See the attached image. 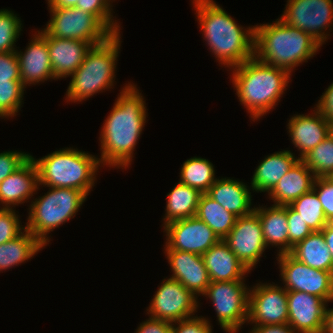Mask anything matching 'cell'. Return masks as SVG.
Returning a JSON list of instances; mask_svg holds the SVG:
<instances>
[{"label":"cell","mask_w":333,"mask_h":333,"mask_svg":"<svg viewBox=\"0 0 333 333\" xmlns=\"http://www.w3.org/2000/svg\"><path fill=\"white\" fill-rule=\"evenodd\" d=\"M173 274L171 279L179 281L196 297L203 296L210 279L202 255L178 250H165Z\"/></svg>","instance_id":"cell-18"},{"label":"cell","mask_w":333,"mask_h":333,"mask_svg":"<svg viewBox=\"0 0 333 333\" xmlns=\"http://www.w3.org/2000/svg\"><path fill=\"white\" fill-rule=\"evenodd\" d=\"M232 83L239 101L255 121L273 109L288 87L291 74L255 57L232 68Z\"/></svg>","instance_id":"cell-3"},{"label":"cell","mask_w":333,"mask_h":333,"mask_svg":"<svg viewBox=\"0 0 333 333\" xmlns=\"http://www.w3.org/2000/svg\"><path fill=\"white\" fill-rule=\"evenodd\" d=\"M280 275L286 291H302L333 302V272L318 270L298 261L290 253L279 254Z\"/></svg>","instance_id":"cell-10"},{"label":"cell","mask_w":333,"mask_h":333,"mask_svg":"<svg viewBox=\"0 0 333 333\" xmlns=\"http://www.w3.org/2000/svg\"><path fill=\"white\" fill-rule=\"evenodd\" d=\"M250 190L247 184L245 185L242 181L221 178L216 179L206 194L235 216L243 217L254 211V208L251 207Z\"/></svg>","instance_id":"cell-23"},{"label":"cell","mask_w":333,"mask_h":333,"mask_svg":"<svg viewBox=\"0 0 333 333\" xmlns=\"http://www.w3.org/2000/svg\"><path fill=\"white\" fill-rule=\"evenodd\" d=\"M174 323L176 325H174ZM208 319L204 317L193 316L188 319L172 323V333H212V328Z\"/></svg>","instance_id":"cell-41"},{"label":"cell","mask_w":333,"mask_h":333,"mask_svg":"<svg viewBox=\"0 0 333 333\" xmlns=\"http://www.w3.org/2000/svg\"><path fill=\"white\" fill-rule=\"evenodd\" d=\"M136 333H172V322L149 317L140 323Z\"/></svg>","instance_id":"cell-43"},{"label":"cell","mask_w":333,"mask_h":333,"mask_svg":"<svg viewBox=\"0 0 333 333\" xmlns=\"http://www.w3.org/2000/svg\"><path fill=\"white\" fill-rule=\"evenodd\" d=\"M290 254L311 268L333 272V259L322 231H314L298 242Z\"/></svg>","instance_id":"cell-27"},{"label":"cell","mask_w":333,"mask_h":333,"mask_svg":"<svg viewBox=\"0 0 333 333\" xmlns=\"http://www.w3.org/2000/svg\"><path fill=\"white\" fill-rule=\"evenodd\" d=\"M290 206L301 215L313 232L321 231L328 223L323 206L313 189L301 195Z\"/></svg>","instance_id":"cell-32"},{"label":"cell","mask_w":333,"mask_h":333,"mask_svg":"<svg viewBox=\"0 0 333 333\" xmlns=\"http://www.w3.org/2000/svg\"><path fill=\"white\" fill-rule=\"evenodd\" d=\"M120 36V32L114 33L104 42L92 45L83 63L71 75L66 91L67 101L82 102L95 93L113 87L121 46Z\"/></svg>","instance_id":"cell-6"},{"label":"cell","mask_w":333,"mask_h":333,"mask_svg":"<svg viewBox=\"0 0 333 333\" xmlns=\"http://www.w3.org/2000/svg\"><path fill=\"white\" fill-rule=\"evenodd\" d=\"M313 112L308 115H294L287 125L291 141L300 151L299 159L321 143L332 131L331 123L316 109Z\"/></svg>","instance_id":"cell-19"},{"label":"cell","mask_w":333,"mask_h":333,"mask_svg":"<svg viewBox=\"0 0 333 333\" xmlns=\"http://www.w3.org/2000/svg\"><path fill=\"white\" fill-rule=\"evenodd\" d=\"M33 36L24 52L16 50L21 83L25 87L30 84L45 82L48 79L55 80L47 44V34L40 30L38 34L36 33Z\"/></svg>","instance_id":"cell-17"},{"label":"cell","mask_w":333,"mask_h":333,"mask_svg":"<svg viewBox=\"0 0 333 333\" xmlns=\"http://www.w3.org/2000/svg\"><path fill=\"white\" fill-rule=\"evenodd\" d=\"M315 109L322 114L333 127V83L322 93Z\"/></svg>","instance_id":"cell-44"},{"label":"cell","mask_w":333,"mask_h":333,"mask_svg":"<svg viewBox=\"0 0 333 333\" xmlns=\"http://www.w3.org/2000/svg\"><path fill=\"white\" fill-rule=\"evenodd\" d=\"M216 179L214 166L209 160L193 157L183 163L179 182L193 187L204 194L207 193Z\"/></svg>","instance_id":"cell-31"},{"label":"cell","mask_w":333,"mask_h":333,"mask_svg":"<svg viewBox=\"0 0 333 333\" xmlns=\"http://www.w3.org/2000/svg\"><path fill=\"white\" fill-rule=\"evenodd\" d=\"M30 157L37 167L39 185L78 189L87 196L95 184L98 166H101L97 156L71 147L38 160L32 155Z\"/></svg>","instance_id":"cell-5"},{"label":"cell","mask_w":333,"mask_h":333,"mask_svg":"<svg viewBox=\"0 0 333 333\" xmlns=\"http://www.w3.org/2000/svg\"><path fill=\"white\" fill-rule=\"evenodd\" d=\"M322 333H333V308L325 309V320Z\"/></svg>","instance_id":"cell-47"},{"label":"cell","mask_w":333,"mask_h":333,"mask_svg":"<svg viewBox=\"0 0 333 333\" xmlns=\"http://www.w3.org/2000/svg\"><path fill=\"white\" fill-rule=\"evenodd\" d=\"M328 178L330 179V181L333 183V173L332 174H330L329 176H328Z\"/></svg>","instance_id":"cell-49"},{"label":"cell","mask_w":333,"mask_h":333,"mask_svg":"<svg viewBox=\"0 0 333 333\" xmlns=\"http://www.w3.org/2000/svg\"><path fill=\"white\" fill-rule=\"evenodd\" d=\"M25 86L21 81L0 80V117H14L21 109Z\"/></svg>","instance_id":"cell-34"},{"label":"cell","mask_w":333,"mask_h":333,"mask_svg":"<svg viewBox=\"0 0 333 333\" xmlns=\"http://www.w3.org/2000/svg\"><path fill=\"white\" fill-rule=\"evenodd\" d=\"M48 7L68 8L75 7L80 0H47Z\"/></svg>","instance_id":"cell-48"},{"label":"cell","mask_w":333,"mask_h":333,"mask_svg":"<svg viewBox=\"0 0 333 333\" xmlns=\"http://www.w3.org/2000/svg\"><path fill=\"white\" fill-rule=\"evenodd\" d=\"M111 0H80L75 8L93 14L112 34L119 33V23L112 18ZM113 1V0H112Z\"/></svg>","instance_id":"cell-36"},{"label":"cell","mask_w":333,"mask_h":333,"mask_svg":"<svg viewBox=\"0 0 333 333\" xmlns=\"http://www.w3.org/2000/svg\"><path fill=\"white\" fill-rule=\"evenodd\" d=\"M20 222L15 210L0 207V245L15 239L23 233L22 230H26Z\"/></svg>","instance_id":"cell-37"},{"label":"cell","mask_w":333,"mask_h":333,"mask_svg":"<svg viewBox=\"0 0 333 333\" xmlns=\"http://www.w3.org/2000/svg\"><path fill=\"white\" fill-rule=\"evenodd\" d=\"M249 271L258 264L267 248L258 215L237 217L234 227L223 239Z\"/></svg>","instance_id":"cell-15"},{"label":"cell","mask_w":333,"mask_h":333,"mask_svg":"<svg viewBox=\"0 0 333 333\" xmlns=\"http://www.w3.org/2000/svg\"><path fill=\"white\" fill-rule=\"evenodd\" d=\"M0 80L21 81L16 51L0 53Z\"/></svg>","instance_id":"cell-42"},{"label":"cell","mask_w":333,"mask_h":333,"mask_svg":"<svg viewBox=\"0 0 333 333\" xmlns=\"http://www.w3.org/2000/svg\"><path fill=\"white\" fill-rule=\"evenodd\" d=\"M157 289L147 314L154 319L176 322L193 317L198 309L197 298L179 281L168 278ZM192 315V316H191Z\"/></svg>","instance_id":"cell-12"},{"label":"cell","mask_w":333,"mask_h":333,"mask_svg":"<svg viewBox=\"0 0 333 333\" xmlns=\"http://www.w3.org/2000/svg\"><path fill=\"white\" fill-rule=\"evenodd\" d=\"M51 19L42 29L48 36L86 41L92 45L104 42L112 33L93 15L75 7H49Z\"/></svg>","instance_id":"cell-8"},{"label":"cell","mask_w":333,"mask_h":333,"mask_svg":"<svg viewBox=\"0 0 333 333\" xmlns=\"http://www.w3.org/2000/svg\"><path fill=\"white\" fill-rule=\"evenodd\" d=\"M262 226L263 237L267 247L278 246V255L289 253L288 221L286 205H273L264 208L254 206Z\"/></svg>","instance_id":"cell-26"},{"label":"cell","mask_w":333,"mask_h":333,"mask_svg":"<svg viewBox=\"0 0 333 333\" xmlns=\"http://www.w3.org/2000/svg\"><path fill=\"white\" fill-rule=\"evenodd\" d=\"M332 0H287L281 20L286 24L308 33L320 45L333 27Z\"/></svg>","instance_id":"cell-11"},{"label":"cell","mask_w":333,"mask_h":333,"mask_svg":"<svg viewBox=\"0 0 333 333\" xmlns=\"http://www.w3.org/2000/svg\"><path fill=\"white\" fill-rule=\"evenodd\" d=\"M86 198L78 189L49 187L47 194L31 201L26 230L46 246L50 241L47 235L73 218Z\"/></svg>","instance_id":"cell-7"},{"label":"cell","mask_w":333,"mask_h":333,"mask_svg":"<svg viewBox=\"0 0 333 333\" xmlns=\"http://www.w3.org/2000/svg\"><path fill=\"white\" fill-rule=\"evenodd\" d=\"M192 2L204 39L219 64L232 69L254 57V26H239L213 0Z\"/></svg>","instance_id":"cell-2"},{"label":"cell","mask_w":333,"mask_h":333,"mask_svg":"<svg viewBox=\"0 0 333 333\" xmlns=\"http://www.w3.org/2000/svg\"><path fill=\"white\" fill-rule=\"evenodd\" d=\"M244 281L210 282L203 294L212 301L220 327L236 333L248 319L249 291Z\"/></svg>","instance_id":"cell-9"},{"label":"cell","mask_w":333,"mask_h":333,"mask_svg":"<svg viewBox=\"0 0 333 333\" xmlns=\"http://www.w3.org/2000/svg\"><path fill=\"white\" fill-rule=\"evenodd\" d=\"M47 44L55 80L71 76L92 47V44L86 41L48 35Z\"/></svg>","instance_id":"cell-21"},{"label":"cell","mask_w":333,"mask_h":333,"mask_svg":"<svg viewBox=\"0 0 333 333\" xmlns=\"http://www.w3.org/2000/svg\"><path fill=\"white\" fill-rule=\"evenodd\" d=\"M288 324L297 333H322L327 302L313 294L287 291Z\"/></svg>","instance_id":"cell-16"},{"label":"cell","mask_w":333,"mask_h":333,"mask_svg":"<svg viewBox=\"0 0 333 333\" xmlns=\"http://www.w3.org/2000/svg\"><path fill=\"white\" fill-rule=\"evenodd\" d=\"M164 250H178L203 255L221 239L196 216L172 221L164 226Z\"/></svg>","instance_id":"cell-14"},{"label":"cell","mask_w":333,"mask_h":333,"mask_svg":"<svg viewBox=\"0 0 333 333\" xmlns=\"http://www.w3.org/2000/svg\"><path fill=\"white\" fill-rule=\"evenodd\" d=\"M202 193L181 182L167 194L164 226L172 221L186 219L196 215Z\"/></svg>","instance_id":"cell-29"},{"label":"cell","mask_w":333,"mask_h":333,"mask_svg":"<svg viewBox=\"0 0 333 333\" xmlns=\"http://www.w3.org/2000/svg\"><path fill=\"white\" fill-rule=\"evenodd\" d=\"M30 154L25 152L5 151L0 153V183L17 170Z\"/></svg>","instance_id":"cell-40"},{"label":"cell","mask_w":333,"mask_h":333,"mask_svg":"<svg viewBox=\"0 0 333 333\" xmlns=\"http://www.w3.org/2000/svg\"><path fill=\"white\" fill-rule=\"evenodd\" d=\"M286 215L288 221V235H289V253L292 248L300 241L304 240L313 231L309 228L307 223L300 217L301 215L296 212L290 205H286Z\"/></svg>","instance_id":"cell-38"},{"label":"cell","mask_w":333,"mask_h":333,"mask_svg":"<svg viewBox=\"0 0 333 333\" xmlns=\"http://www.w3.org/2000/svg\"><path fill=\"white\" fill-rule=\"evenodd\" d=\"M250 333H296L294 329L287 324L253 326Z\"/></svg>","instance_id":"cell-45"},{"label":"cell","mask_w":333,"mask_h":333,"mask_svg":"<svg viewBox=\"0 0 333 333\" xmlns=\"http://www.w3.org/2000/svg\"><path fill=\"white\" fill-rule=\"evenodd\" d=\"M321 231L325 237L326 245L329 248L333 259V222H328Z\"/></svg>","instance_id":"cell-46"},{"label":"cell","mask_w":333,"mask_h":333,"mask_svg":"<svg viewBox=\"0 0 333 333\" xmlns=\"http://www.w3.org/2000/svg\"><path fill=\"white\" fill-rule=\"evenodd\" d=\"M328 222H333V183L328 177L316 178L313 185Z\"/></svg>","instance_id":"cell-39"},{"label":"cell","mask_w":333,"mask_h":333,"mask_svg":"<svg viewBox=\"0 0 333 333\" xmlns=\"http://www.w3.org/2000/svg\"><path fill=\"white\" fill-rule=\"evenodd\" d=\"M45 247L31 232L24 230L15 239L0 245V271L28 261Z\"/></svg>","instance_id":"cell-28"},{"label":"cell","mask_w":333,"mask_h":333,"mask_svg":"<svg viewBox=\"0 0 333 333\" xmlns=\"http://www.w3.org/2000/svg\"><path fill=\"white\" fill-rule=\"evenodd\" d=\"M21 25L17 14L7 9H0V53L16 51L15 42L22 31Z\"/></svg>","instance_id":"cell-35"},{"label":"cell","mask_w":333,"mask_h":333,"mask_svg":"<svg viewBox=\"0 0 333 333\" xmlns=\"http://www.w3.org/2000/svg\"><path fill=\"white\" fill-rule=\"evenodd\" d=\"M37 167L29 157L17 170L0 183L2 208L25 203L39 189ZM31 196V197H30Z\"/></svg>","instance_id":"cell-20"},{"label":"cell","mask_w":333,"mask_h":333,"mask_svg":"<svg viewBox=\"0 0 333 333\" xmlns=\"http://www.w3.org/2000/svg\"><path fill=\"white\" fill-rule=\"evenodd\" d=\"M299 160L290 150L267 155L255 169L250 188L255 192H268L274 189L278 181Z\"/></svg>","instance_id":"cell-25"},{"label":"cell","mask_w":333,"mask_h":333,"mask_svg":"<svg viewBox=\"0 0 333 333\" xmlns=\"http://www.w3.org/2000/svg\"><path fill=\"white\" fill-rule=\"evenodd\" d=\"M316 178L328 177L333 173V133L314 147L301 159Z\"/></svg>","instance_id":"cell-33"},{"label":"cell","mask_w":333,"mask_h":333,"mask_svg":"<svg viewBox=\"0 0 333 333\" xmlns=\"http://www.w3.org/2000/svg\"><path fill=\"white\" fill-rule=\"evenodd\" d=\"M315 179L312 171L299 159L268 195L274 205H290L313 189Z\"/></svg>","instance_id":"cell-24"},{"label":"cell","mask_w":333,"mask_h":333,"mask_svg":"<svg viewBox=\"0 0 333 333\" xmlns=\"http://www.w3.org/2000/svg\"><path fill=\"white\" fill-rule=\"evenodd\" d=\"M254 27V57L290 74L296 66L316 55L321 46L308 33L286 24L280 18L272 24Z\"/></svg>","instance_id":"cell-4"},{"label":"cell","mask_w":333,"mask_h":333,"mask_svg":"<svg viewBox=\"0 0 333 333\" xmlns=\"http://www.w3.org/2000/svg\"><path fill=\"white\" fill-rule=\"evenodd\" d=\"M223 240L234 227L237 216L227 211L206 193L201 194L195 215Z\"/></svg>","instance_id":"cell-30"},{"label":"cell","mask_w":333,"mask_h":333,"mask_svg":"<svg viewBox=\"0 0 333 333\" xmlns=\"http://www.w3.org/2000/svg\"><path fill=\"white\" fill-rule=\"evenodd\" d=\"M202 258L210 282L243 281L250 272L223 240L213 245Z\"/></svg>","instance_id":"cell-22"},{"label":"cell","mask_w":333,"mask_h":333,"mask_svg":"<svg viewBox=\"0 0 333 333\" xmlns=\"http://www.w3.org/2000/svg\"><path fill=\"white\" fill-rule=\"evenodd\" d=\"M249 322L254 326L287 324V291L270 283H257L250 288L247 323Z\"/></svg>","instance_id":"cell-13"},{"label":"cell","mask_w":333,"mask_h":333,"mask_svg":"<svg viewBox=\"0 0 333 333\" xmlns=\"http://www.w3.org/2000/svg\"><path fill=\"white\" fill-rule=\"evenodd\" d=\"M107 116L100 134L99 163L124 169L131 165L133 151L146 123V103L137 87L126 84Z\"/></svg>","instance_id":"cell-1"}]
</instances>
